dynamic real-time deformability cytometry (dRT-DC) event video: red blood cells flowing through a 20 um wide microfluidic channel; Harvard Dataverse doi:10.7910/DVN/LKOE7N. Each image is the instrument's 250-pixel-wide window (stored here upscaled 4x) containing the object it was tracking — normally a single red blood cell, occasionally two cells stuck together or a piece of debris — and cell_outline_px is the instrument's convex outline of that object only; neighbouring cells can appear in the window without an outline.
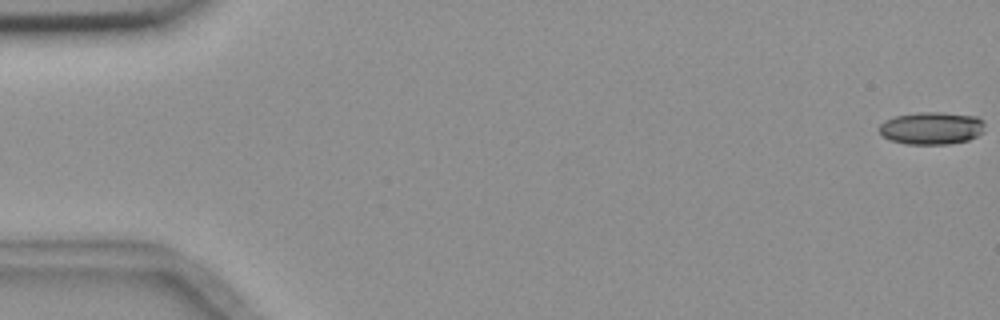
{"species": "common noctule bat (a hibernating species)", "species_latin": "Nyctalus noctula", "temperature_condition": "room temperature", "stored_images_in_passage": 9, "camera_frame_rate_fps": 3000, "um_per_image_px": 0.085, "animal": {"sex": "female", "body_mass_g": 18.4}, "frame": {"image": 1, "passage_image": 1, "time_ms": 0.0, "image_size_px": [1000, 320], "cell_outline_px": [[984, 124], [980, 132], [976, 136], [968, 140], [948, 144], [908, 144], [888, 140], [876, 128], [884, 120], [896, 116], [916, 112], [940, 112], [976, 116], [984, 120]], "centroid_in_image_um": [79.13, 10.88], "position_along_channel_um": 5.9, "area_um2": 20.06}}
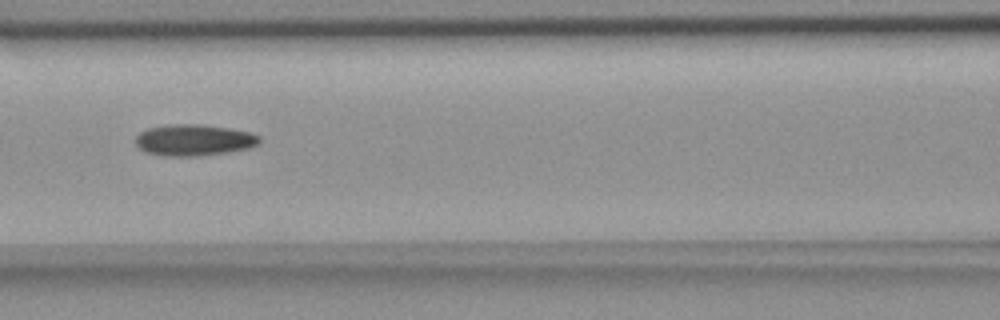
{"frame": {"image": 2, "passage_image": 8, "time_ms": 8.0, "image_size_px": [1000, 320], "cell_outline_px": [[260, 140], [256, 144], [248, 148], [228, 152], [196, 156], [164, 156], [148, 152], [140, 148], [136, 144], [136, 136], [140, 132], [148, 128], [168, 124], [200, 124], [228, 128], [248, 132], [260, 136]], "centroid_in_image_um": [16.46, 11.9], "position_along_channel_um": 150.1, "area_um2": 22.43}}
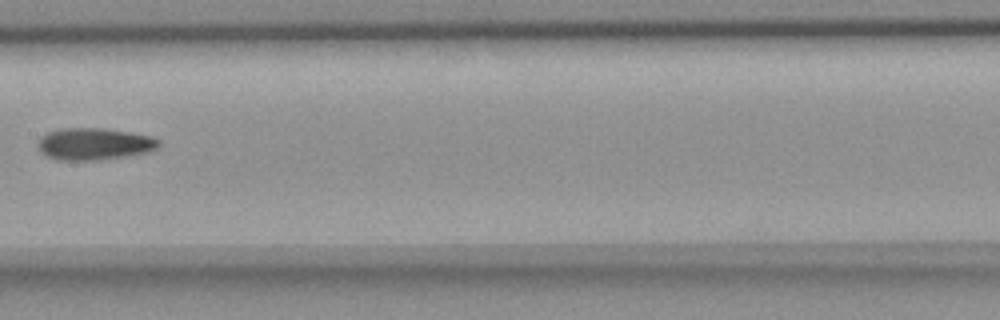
{"frame": {"image": 3, "passage_image": 9, "time_ms": 9.333, "image_size_px": [1000, 320], "cell_outline_px": [[160, 148], [148, 152], [128, 156], [100, 160], [56, 160], [40, 152], [40, 136], [48, 132], [60, 128], [104, 128], [152, 136], [160, 140]], "centroid_in_image_um": [8.06, 12.24], "position_along_channel_um": 199.3, "area_um2": 22.66}}